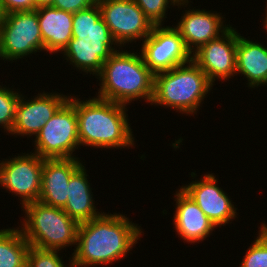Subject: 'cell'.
Returning a JSON list of instances; mask_svg holds the SVG:
<instances>
[{"label":"cell","mask_w":267,"mask_h":267,"mask_svg":"<svg viewBox=\"0 0 267 267\" xmlns=\"http://www.w3.org/2000/svg\"><path fill=\"white\" fill-rule=\"evenodd\" d=\"M44 51L51 55L61 53L73 38V13L43 6L36 9Z\"/></svg>","instance_id":"cell-18"},{"label":"cell","mask_w":267,"mask_h":267,"mask_svg":"<svg viewBox=\"0 0 267 267\" xmlns=\"http://www.w3.org/2000/svg\"><path fill=\"white\" fill-rule=\"evenodd\" d=\"M192 180L188 184L180 187L204 212V214L219 229L231 224V221L238 219L237 209L227 194L218 185V177L214 173L206 172L197 178V173L191 172ZM199 179V180H198Z\"/></svg>","instance_id":"cell-11"},{"label":"cell","mask_w":267,"mask_h":267,"mask_svg":"<svg viewBox=\"0 0 267 267\" xmlns=\"http://www.w3.org/2000/svg\"><path fill=\"white\" fill-rule=\"evenodd\" d=\"M85 163L71 176L68 187V199L62 208L73 220L83 223L99 217L104 212L98 210L92 192V184ZM95 202V203H94ZM98 210V211H97Z\"/></svg>","instance_id":"cell-19"},{"label":"cell","mask_w":267,"mask_h":267,"mask_svg":"<svg viewBox=\"0 0 267 267\" xmlns=\"http://www.w3.org/2000/svg\"><path fill=\"white\" fill-rule=\"evenodd\" d=\"M191 5L188 2L177 3V10L184 8L185 12L182 11L180 19L176 25L173 23V26L180 32L186 48L193 53L203 44L222 35L231 25L222 13L205 8L194 9Z\"/></svg>","instance_id":"cell-14"},{"label":"cell","mask_w":267,"mask_h":267,"mask_svg":"<svg viewBox=\"0 0 267 267\" xmlns=\"http://www.w3.org/2000/svg\"><path fill=\"white\" fill-rule=\"evenodd\" d=\"M113 53L105 43L79 42V39L72 38L60 54L68 65L73 66V70L81 71L83 75L92 74L96 78L102 71L104 62Z\"/></svg>","instance_id":"cell-20"},{"label":"cell","mask_w":267,"mask_h":267,"mask_svg":"<svg viewBox=\"0 0 267 267\" xmlns=\"http://www.w3.org/2000/svg\"><path fill=\"white\" fill-rule=\"evenodd\" d=\"M232 26L192 53V60L213 85L216 80L227 82L236 76L237 29Z\"/></svg>","instance_id":"cell-13"},{"label":"cell","mask_w":267,"mask_h":267,"mask_svg":"<svg viewBox=\"0 0 267 267\" xmlns=\"http://www.w3.org/2000/svg\"><path fill=\"white\" fill-rule=\"evenodd\" d=\"M64 92H41L31 98L20 94L16 106L15 120L10 136L35 138L41 128L49 121L57 110L69 99L70 94ZM33 136V137H32Z\"/></svg>","instance_id":"cell-12"},{"label":"cell","mask_w":267,"mask_h":267,"mask_svg":"<svg viewBox=\"0 0 267 267\" xmlns=\"http://www.w3.org/2000/svg\"><path fill=\"white\" fill-rule=\"evenodd\" d=\"M242 36L237 30L236 76L247 80L249 89L267 87V46ZM258 41V42H257Z\"/></svg>","instance_id":"cell-17"},{"label":"cell","mask_w":267,"mask_h":267,"mask_svg":"<svg viewBox=\"0 0 267 267\" xmlns=\"http://www.w3.org/2000/svg\"><path fill=\"white\" fill-rule=\"evenodd\" d=\"M262 221L255 240L251 242L239 267H267V222Z\"/></svg>","instance_id":"cell-23"},{"label":"cell","mask_w":267,"mask_h":267,"mask_svg":"<svg viewBox=\"0 0 267 267\" xmlns=\"http://www.w3.org/2000/svg\"><path fill=\"white\" fill-rule=\"evenodd\" d=\"M138 49L144 63L154 75L192 60V53L173 25H155Z\"/></svg>","instance_id":"cell-10"},{"label":"cell","mask_w":267,"mask_h":267,"mask_svg":"<svg viewBox=\"0 0 267 267\" xmlns=\"http://www.w3.org/2000/svg\"><path fill=\"white\" fill-rule=\"evenodd\" d=\"M79 96L75 95V111L80 147H92V150L135 148L137 141L130 127L128 106L97 96L86 100Z\"/></svg>","instance_id":"cell-2"},{"label":"cell","mask_w":267,"mask_h":267,"mask_svg":"<svg viewBox=\"0 0 267 267\" xmlns=\"http://www.w3.org/2000/svg\"><path fill=\"white\" fill-rule=\"evenodd\" d=\"M265 16H263V21H262V28H264L266 31L264 32V33H266L267 32V0H266V7H265ZM267 34V33H266Z\"/></svg>","instance_id":"cell-31"},{"label":"cell","mask_w":267,"mask_h":267,"mask_svg":"<svg viewBox=\"0 0 267 267\" xmlns=\"http://www.w3.org/2000/svg\"><path fill=\"white\" fill-rule=\"evenodd\" d=\"M21 209L25 217L18 226L30 246L59 251L71 246L75 250L79 223L62 208L35 201Z\"/></svg>","instance_id":"cell-5"},{"label":"cell","mask_w":267,"mask_h":267,"mask_svg":"<svg viewBox=\"0 0 267 267\" xmlns=\"http://www.w3.org/2000/svg\"><path fill=\"white\" fill-rule=\"evenodd\" d=\"M0 128L9 135L12 131L20 89L8 87L0 82ZM10 87V88H9ZM17 90V91H16ZM19 90V91H18Z\"/></svg>","instance_id":"cell-24"},{"label":"cell","mask_w":267,"mask_h":267,"mask_svg":"<svg viewBox=\"0 0 267 267\" xmlns=\"http://www.w3.org/2000/svg\"><path fill=\"white\" fill-rule=\"evenodd\" d=\"M13 156L0 160V187L18 197L23 208L39 199L44 159L33 152Z\"/></svg>","instance_id":"cell-8"},{"label":"cell","mask_w":267,"mask_h":267,"mask_svg":"<svg viewBox=\"0 0 267 267\" xmlns=\"http://www.w3.org/2000/svg\"><path fill=\"white\" fill-rule=\"evenodd\" d=\"M6 13L34 11L37 9L35 0H1Z\"/></svg>","instance_id":"cell-28"},{"label":"cell","mask_w":267,"mask_h":267,"mask_svg":"<svg viewBox=\"0 0 267 267\" xmlns=\"http://www.w3.org/2000/svg\"><path fill=\"white\" fill-rule=\"evenodd\" d=\"M29 248L18 226L0 229V267H26Z\"/></svg>","instance_id":"cell-22"},{"label":"cell","mask_w":267,"mask_h":267,"mask_svg":"<svg viewBox=\"0 0 267 267\" xmlns=\"http://www.w3.org/2000/svg\"><path fill=\"white\" fill-rule=\"evenodd\" d=\"M53 0H35L37 8L43 6H52Z\"/></svg>","instance_id":"cell-29"},{"label":"cell","mask_w":267,"mask_h":267,"mask_svg":"<svg viewBox=\"0 0 267 267\" xmlns=\"http://www.w3.org/2000/svg\"><path fill=\"white\" fill-rule=\"evenodd\" d=\"M37 52H44L37 11L8 13L0 25V60L12 64Z\"/></svg>","instance_id":"cell-7"},{"label":"cell","mask_w":267,"mask_h":267,"mask_svg":"<svg viewBox=\"0 0 267 267\" xmlns=\"http://www.w3.org/2000/svg\"><path fill=\"white\" fill-rule=\"evenodd\" d=\"M213 86L204 71L191 60L154 75L153 97L150 105L168 108L178 114L194 116L202 108L206 97L213 91Z\"/></svg>","instance_id":"cell-4"},{"label":"cell","mask_w":267,"mask_h":267,"mask_svg":"<svg viewBox=\"0 0 267 267\" xmlns=\"http://www.w3.org/2000/svg\"><path fill=\"white\" fill-rule=\"evenodd\" d=\"M176 1V3H192L193 4V0L191 1V0H175Z\"/></svg>","instance_id":"cell-32"},{"label":"cell","mask_w":267,"mask_h":267,"mask_svg":"<svg viewBox=\"0 0 267 267\" xmlns=\"http://www.w3.org/2000/svg\"><path fill=\"white\" fill-rule=\"evenodd\" d=\"M72 32L79 42L105 43L113 52L121 48L101 17L97 3L73 13Z\"/></svg>","instance_id":"cell-21"},{"label":"cell","mask_w":267,"mask_h":267,"mask_svg":"<svg viewBox=\"0 0 267 267\" xmlns=\"http://www.w3.org/2000/svg\"><path fill=\"white\" fill-rule=\"evenodd\" d=\"M134 2L154 25H164L168 18V9L172 10L177 5L175 0H134Z\"/></svg>","instance_id":"cell-26"},{"label":"cell","mask_w":267,"mask_h":267,"mask_svg":"<svg viewBox=\"0 0 267 267\" xmlns=\"http://www.w3.org/2000/svg\"><path fill=\"white\" fill-rule=\"evenodd\" d=\"M7 13L3 7L2 1L0 0V25L5 20Z\"/></svg>","instance_id":"cell-30"},{"label":"cell","mask_w":267,"mask_h":267,"mask_svg":"<svg viewBox=\"0 0 267 267\" xmlns=\"http://www.w3.org/2000/svg\"><path fill=\"white\" fill-rule=\"evenodd\" d=\"M143 231L123 212L109 214V211H104L99 217L80 223L71 256L73 266L105 267L122 261L129 256L128 253L132 254L133 247L136 248L144 235Z\"/></svg>","instance_id":"cell-1"},{"label":"cell","mask_w":267,"mask_h":267,"mask_svg":"<svg viewBox=\"0 0 267 267\" xmlns=\"http://www.w3.org/2000/svg\"><path fill=\"white\" fill-rule=\"evenodd\" d=\"M74 95L70 94L69 99L46 122L37 136L31 139L34 146L31 152L43 159L79 158L75 155L76 150L81 148Z\"/></svg>","instance_id":"cell-6"},{"label":"cell","mask_w":267,"mask_h":267,"mask_svg":"<svg viewBox=\"0 0 267 267\" xmlns=\"http://www.w3.org/2000/svg\"><path fill=\"white\" fill-rule=\"evenodd\" d=\"M136 51L121 47L104 62L96 77L100 87L95 93L97 97L126 106L139 99L151 104L154 74Z\"/></svg>","instance_id":"cell-3"},{"label":"cell","mask_w":267,"mask_h":267,"mask_svg":"<svg viewBox=\"0 0 267 267\" xmlns=\"http://www.w3.org/2000/svg\"><path fill=\"white\" fill-rule=\"evenodd\" d=\"M84 163L80 158L44 159L38 201L63 208L68 199L69 180Z\"/></svg>","instance_id":"cell-16"},{"label":"cell","mask_w":267,"mask_h":267,"mask_svg":"<svg viewBox=\"0 0 267 267\" xmlns=\"http://www.w3.org/2000/svg\"><path fill=\"white\" fill-rule=\"evenodd\" d=\"M97 0H53L52 7L76 13L80 10L91 7L96 4Z\"/></svg>","instance_id":"cell-27"},{"label":"cell","mask_w":267,"mask_h":267,"mask_svg":"<svg viewBox=\"0 0 267 267\" xmlns=\"http://www.w3.org/2000/svg\"><path fill=\"white\" fill-rule=\"evenodd\" d=\"M97 4L101 17L120 47L129 45V49H133V42L136 45L141 39V43L155 26L134 0H97Z\"/></svg>","instance_id":"cell-9"},{"label":"cell","mask_w":267,"mask_h":267,"mask_svg":"<svg viewBox=\"0 0 267 267\" xmlns=\"http://www.w3.org/2000/svg\"><path fill=\"white\" fill-rule=\"evenodd\" d=\"M177 190V191H176ZM175 190L173 229L183 243L195 244L209 238L218 229L199 206L181 189ZM216 228V229H215Z\"/></svg>","instance_id":"cell-15"},{"label":"cell","mask_w":267,"mask_h":267,"mask_svg":"<svg viewBox=\"0 0 267 267\" xmlns=\"http://www.w3.org/2000/svg\"><path fill=\"white\" fill-rule=\"evenodd\" d=\"M62 252L64 251L60 252L59 250L41 249L30 246L27 253L26 267H74L71 257L68 258L69 263L62 260L63 254L60 256Z\"/></svg>","instance_id":"cell-25"}]
</instances>
